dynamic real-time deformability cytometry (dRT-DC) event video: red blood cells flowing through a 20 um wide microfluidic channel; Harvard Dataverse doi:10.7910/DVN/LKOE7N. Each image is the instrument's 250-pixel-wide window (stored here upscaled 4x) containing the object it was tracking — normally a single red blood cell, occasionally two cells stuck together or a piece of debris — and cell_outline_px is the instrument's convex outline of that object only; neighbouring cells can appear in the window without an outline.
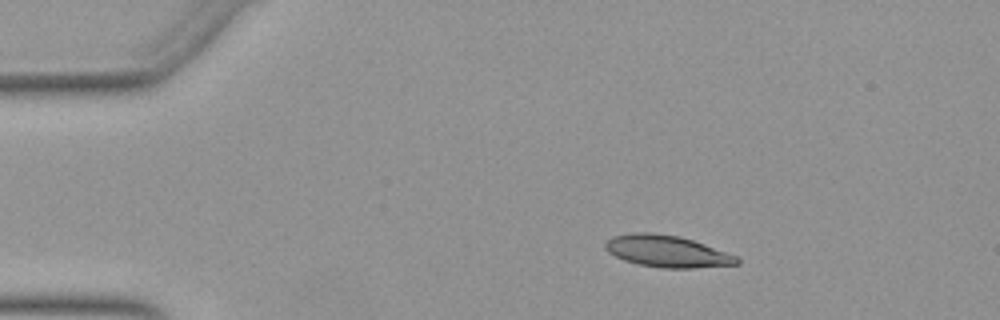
{"species": "Egyptian fruit bat (a non-hibernating species)", "species_latin": "Rousettus aegyptiacus", "temperature_condition": "warm", "stored_images_in_passage": 51, "camera_frame_rate_fps": 3000, "um_per_image_px": 0.085, "animal": {"sex": "female"}, "frame": {"image": 1, "passage_image": 8, "time_ms": 2.333, "image_size_px": [1000, 320], "cell_outline_px": [[740, 264], [692, 268], [660, 268], [640, 264], [624, 260], [608, 252], [604, 248], [604, 244], [612, 236], [632, 232], [652, 232], [680, 236], [704, 244], [736, 256], [740, 260]], "centroid_in_image_um": [56.67, 21.35], "position_along_channel_um": 28.3, "area_um2": 24.33}}
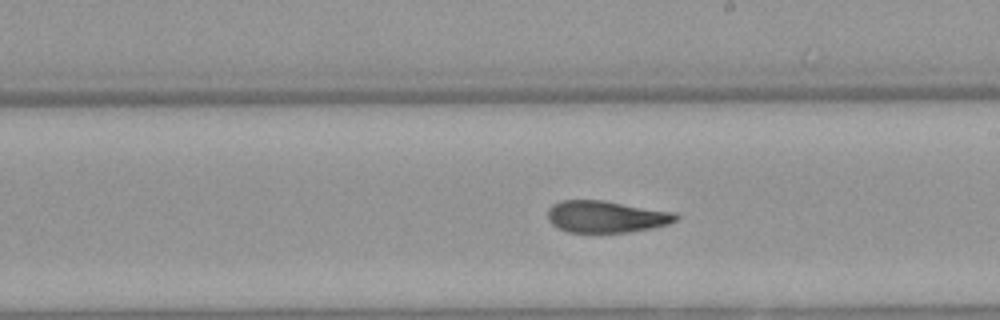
{"frame": {"image": 2, "passage_image": 29, "time_ms": 9.333, "image_size_px": [1000, 320], "cell_outline_px": [[680, 216], [676, 220], [668, 224], [652, 228], [628, 232], [568, 232], [552, 224], [548, 220], [548, 208], [552, 204], [560, 200], [604, 200], [676, 212]], "centroid_in_image_um": [51.54, 18.4], "position_along_channel_um": 237.5, "area_um2": 23.93}}
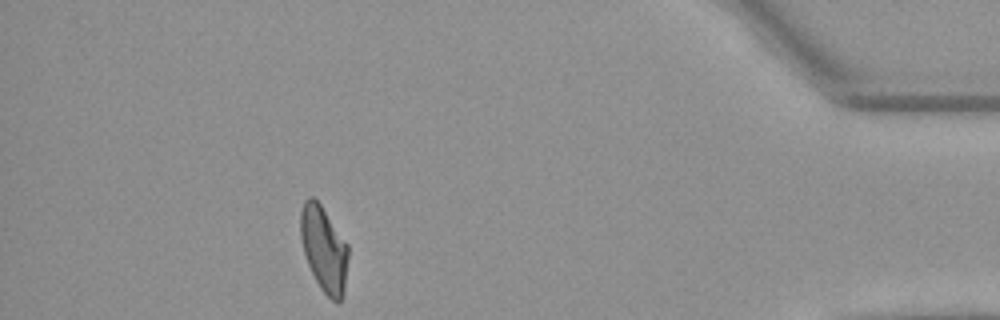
{"frame": {"image": 3, "passage_image": 46, "time_ms": 15.0, "image_size_px": [1000, 320], "cell_outline_px": [[348, 256], [344, 296], [336, 304], [320, 288], [308, 264], [304, 252], [300, 236], [300, 212], [304, 200], [308, 196], [312, 196], [320, 204], [348, 244]], "centroid_in_image_um": [27.54, 21.17], "position_along_channel_um": 407.7, "area_um2": 23.76}, "authors_computed_cell_mechanics": {"area_um2": 24.1604, "velocity_mm_per_s": 3.9163, "shape_relaxation_time_tau1_ms": 10.9001, "shape_relaxation_time_tau2_ms": 2.5745, "deformation_change_tau1": 0.2948, "deformation_change_tau2": 0.0916}}